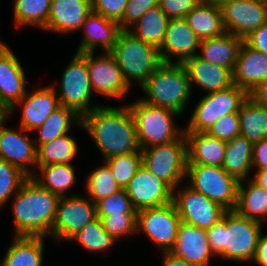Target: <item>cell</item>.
Wrapping results in <instances>:
<instances>
[{
    "mask_svg": "<svg viewBox=\"0 0 267 266\" xmlns=\"http://www.w3.org/2000/svg\"><path fill=\"white\" fill-rule=\"evenodd\" d=\"M9 45L5 43L3 40H0V50L7 48Z\"/></svg>",
    "mask_w": 267,
    "mask_h": 266,
    "instance_id": "56",
    "label": "cell"
},
{
    "mask_svg": "<svg viewBox=\"0 0 267 266\" xmlns=\"http://www.w3.org/2000/svg\"><path fill=\"white\" fill-rule=\"evenodd\" d=\"M252 153L253 144L239 135L227 142L222 168L238 182L251 179Z\"/></svg>",
    "mask_w": 267,
    "mask_h": 266,
    "instance_id": "31",
    "label": "cell"
},
{
    "mask_svg": "<svg viewBox=\"0 0 267 266\" xmlns=\"http://www.w3.org/2000/svg\"><path fill=\"white\" fill-rule=\"evenodd\" d=\"M206 133L214 138L228 142L240 135L238 113H230L218 119Z\"/></svg>",
    "mask_w": 267,
    "mask_h": 266,
    "instance_id": "44",
    "label": "cell"
},
{
    "mask_svg": "<svg viewBox=\"0 0 267 266\" xmlns=\"http://www.w3.org/2000/svg\"><path fill=\"white\" fill-rule=\"evenodd\" d=\"M202 1H205V2H208V3H212V4H216V5H221L222 3H224L225 1H228V0H202Z\"/></svg>",
    "mask_w": 267,
    "mask_h": 266,
    "instance_id": "55",
    "label": "cell"
},
{
    "mask_svg": "<svg viewBox=\"0 0 267 266\" xmlns=\"http://www.w3.org/2000/svg\"><path fill=\"white\" fill-rule=\"evenodd\" d=\"M251 180L267 191V169L256 170Z\"/></svg>",
    "mask_w": 267,
    "mask_h": 266,
    "instance_id": "53",
    "label": "cell"
},
{
    "mask_svg": "<svg viewBox=\"0 0 267 266\" xmlns=\"http://www.w3.org/2000/svg\"><path fill=\"white\" fill-rule=\"evenodd\" d=\"M101 219L104 229L113 237L116 242H120L125 236L137 234V214H111L97 215Z\"/></svg>",
    "mask_w": 267,
    "mask_h": 266,
    "instance_id": "42",
    "label": "cell"
},
{
    "mask_svg": "<svg viewBox=\"0 0 267 266\" xmlns=\"http://www.w3.org/2000/svg\"><path fill=\"white\" fill-rule=\"evenodd\" d=\"M169 20L157 5L144 13L128 30L138 39L159 49L163 43Z\"/></svg>",
    "mask_w": 267,
    "mask_h": 266,
    "instance_id": "35",
    "label": "cell"
},
{
    "mask_svg": "<svg viewBox=\"0 0 267 266\" xmlns=\"http://www.w3.org/2000/svg\"><path fill=\"white\" fill-rule=\"evenodd\" d=\"M13 199V200H12ZM60 197L41 187L29 177L11 198L14 236L52 238L57 205Z\"/></svg>",
    "mask_w": 267,
    "mask_h": 266,
    "instance_id": "2",
    "label": "cell"
},
{
    "mask_svg": "<svg viewBox=\"0 0 267 266\" xmlns=\"http://www.w3.org/2000/svg\"><path fill=\"white\" fill-rule=\"evenodd\" d=\"M120 188L128 185L142 164V153L132 152L104 160Z\"/></svg>",
    "mask_w": 267,
    "mask_h": 266,
    "instance_id": "40",
    "label": "cell"
},
{
    "mask_svg": "<svg viewBox=\"0 0 267 266\" xmlns=\"http://www.w3.org/2000/svg\"><path fill=\"white\" fill-rule=\"evenodd\" d=\"M43 87V88H42ZM33 88L10 110V117L15 115L17 106L22 109L19 126L28 132L41 126L59 106V99L51 85ZM31 92V93H30Z\"/></svg>",
    "mask_w": 267,
    "mask_h": 266,
    "instance_id": "19",
    "label": "cell"
},
{
    "mask_svg": "<svg viewBox=\"0 0 267 266\" xmlns=\"http://www.w3.org/2000/svg\"><path fill=\"white\" fill-rule=\"evenodd\" d=\"M251 263H255L259 266H267V232L261 234L255 256Z\"/></svg>",
    "mask_w": 267,
    "mask_h": 266,
    "instance_id": "50",
    "label": "cell"
},
{
    "mask_svg": "<svg viewBox=\"0 0 267 266\" xmlns=\"http://www.w3.org/2000/svg\"><path fill=\"white\" fill-rule=\"evenodd\" d=\"M220 8L225 31L242 39L267 23L265 0H228Z\"/></svg>",
    "mask_w": 267,
    "mask_h": 266,
    "instance_id": "16",
    "label": "cell"
},
{
    "mask_svg": "<svg viewBox=\"0 0 267 266\" xmlns=\"http://www.w3.org/2000/svg\"><path fill=\"white\" fill-rule=\"evenodd\" d=\"M235 210L248 219L263 223L267 219V191L251 179L239 182Z\"/></svg>",
    "mask_w": 267,
    "mask_h": 266,
    "instance_id": "32",
    "label": "cell"
},
{
    "mask_svg": "<svg viewBox=\"0 0 267 266\" xmlns=\"http://www.w3.org/2000/svg\"><path fill=\"white\" fill-rule=\"evenodd\" d=\"M203 95L191 112L184 132H206L226 114L238 113L249 97V93L236 84L227 89Z\"/></svg>",
    "mask_w": 267,
    "mask_h": 266,
    "instance_id": "8",
    "label": "cell"
},
{
    "mask_svg": "<svg viewBox=\"0 0 267 266\" xmlns=\"http://www.w3.org/2000/svg\"><path fill=\"white\" fill-rule=\"evenodd\" d=\"M103 163V165L99 167L97 166V168L91 171L85 181L87 196L95 204L99 200H102L121 189L112 175L111 170L105 162Z\"/></svg>",
    "mask_w": 267,
    "mask_h": 266,
    "instance_id": "39",
    "label": "cell"
},
{
    "mask_svg": "<svg viewBox=\"0 0 267 266\" xmlns=\"http://www.w3.org/2000/svg\"><path fill=\"white\" fill-rule=\"evenodd\" d=\"M118 63L125 81L140 88L163 63L159 49L138 39L128 29H121L110 51Z\"/></svg>",
    "mask_w": 267,
    "mask_h": 266,
    "instance_id": "5",
    "label": "cell"
},
{
    "mask_svg": "<svg viewBox=\"0 0 267 266\" xmlns=\"http://www.w3.org/2000/svg\"><path fill=\"white\" fill-rule=\"evenodd\" d=\"M6 249L2 266H43L44 242L41 236H14Z\"/></svg>",
    "mask_w": 267,
    "mask_h": 266,
    "instance_id": "28",
    "label": "cell"
},
{
    "mask_svg": "<svg viewBox=\"0 0 267 266\" xmlns=\"http://www.w3.org/2000/svg\"><path fill=\"white\" fill-rule=\"evenodd\" d=\"M80 123L81 117L73 109L60 105L41 126L32 131L38 133L37 138H34L37 149L41 145L69 133L70 127L78 125L77 128H79Z\"/></svg>",
    "mask_w": 267,
    "mask_h": 266,
    "instance_id": "33",
    "label": "cell"
},
{
    "mask_svg": "<svg viewBox=\"0 0 267 266\" xmlns=\"http://www.w3.org/2000/svg\"><path fill=\"white\" fill-rule=\"evenodd\" d=\"M133 208L160 207L172 202L173 189L143 165L125 187Z\"/></svg>",
    "mask_w": 267,
    "mask_h": 266,
    "instance_id": "18",
    "label": "cell"
},
{
    "mask_svg": "<svg viewBox=\"0 0 267 266\" xmlns=\"http://www.w3.org/2000/svg\"><path fill=\"white\" fill-rule=\"evenodd\" d=\"M181 219L173 202L137 211L136 232H142L160 252L171 251L177 240Z\"/></svg>",
    "mask_w": 267,
    "mask_h": 266,
    "instance_id": "11",
    "label": "cell"
},
{
    "mask_svg": "<svg viewBox=\"0 0 267 266\" xmlns=\"http://www.w3.org/2000/svg\"><path fill=\"white\" fill-rule=\"evenodd\" d=\"M180 186L173 189L172 202L182 222L207 230L223 218L227 210L222 206L186 184Z\"/></svg>",
    "mask_w": 267,
    "mask_h": 266,
    "instance_id": "13",
    "label": "cell"
},
{
    "mask_svg": "<svg viewBox=\"0 0 267 266\" xmlns=\"http://www.w3.org/2000/svg\"><path fill=\"white\" fill-rule=\"evenodd\" d=\"M249 96L259 105L267 107V80L259 84Z\"/></svg>",
    "mask_w": 267,
    "mask_h": 266,
    "instance_id": "52",
    "label": "cell"
},
{
    "mask_svg": "<svg viewBox=\"0 0 267 266\" xmlns=\"http://www.w3.org/2000/svg\"><path fill=\"white\" fill-rule=\"evenodd\" d=\"M158 3L159 0H129L123 18L118 22L120 29H129L144 13Z\"/></svg>",
    "mask_w": 267,
    "mask_h": 266,
    "instance_id": "45",
    "label": "cell"
},
{
    "mask_svg": "<svg viewBox=\"0 0 267 266\" xmlns=\"http://www.w3.org/2000/svg\"><path fill=\"white\" fill-rule=\"evenodd\" d=\"M81 30L83 34L76 52H95L98 48L102 53L113 49L121 29L117 21L92 11L82 24Z\"/></svg>",
    "mask_w": 267,
    "mask_h": 266,
    "instance_id": "22",
    "label": "cell"
},
{
    "mask_svg": "<svg viewBox=\"0 0 267 266\" xmlns=\"http://www.w3.org/2000/svg\"><path fill=\"white\" fill-rule=\"evenodd\" d=\"M15 130L6 122L0 127V159L17 166L31 177L37 166V147L34 139L20 126Z\"/></svg>",
    "mask_w": 267,
    "mask_h": 266,
    "instance_id": "17",
    "label": "cell"
},
{
    "mask_svg": "<svg viewBox=\"0 0 267 266\" xmlns=\"http://www.w3.org/2000/svg\"><path fill=\"white\" fill-rule=\"evenodd\" d=\"M202 0H159V7L169 19L185 18Z\"/></svg>",
    "mask_w": 267,
    "mask_h": 266,
    "instance_id": "47",
    "label": "cell"
},
{
    "mask_svg": "<svg viewBox=\"0 0 267 266\" xmlns=\"http://www.w3.org/2000/svg\"><path fill=\"white\" fill-rule=\"evenodd\" d=\"M31 178L41 187L48 189L59 197L78 195V193L70 191L74 189L73 186H76L77 182V175L73 165L62 163L36 166V171Z\"/></svg>",
    "mask_w": 267,
    "mask_h": 266,
    "instance_id": "29",
    "label": "cell"
},
{
    "mask_svg": "<svg viewBox=\"0 0 267 266\" xmlns=\"http://www.w3.org/2000/svg\"><path fill=\"white\" fill-rule=\"evenodd\" d=\"M9 47L0 50V104L10 111L26 95L27 77Z\"/></svg>",
    "mask_w": 267,
    "mask_h": 266,
    "instance_id": "20",
    "label": "cell"
},
{
    "mask_svg": "<svg viewBox=\"0 0 267 266\" xmlns=\"http://www.w3.org/2000/svg\"><path fill=\"white\" fill-rule=\"evenodd\" d=\"M10 111L6 107H0V127L8 121Z\"/></svg>",
    "mask_w": 267,
    "mask_h": 266,
    "instance_id": "54",
    "label": "cell"
},
{
    "mask_svg": "<svg viewBox=\"0 0 267 266\" xmlns=\"http://www.w3.org/2000/svg\"><path fill=\"white\" fill-rule=\"evenodd\" d=\"M86 60L93 93L111 100H124L131 87L125 81L122 71L110 52L80 53ZM96 55V56H94Z\"/></svg>",
    "mask_w": 267,
    "mask_h": 266,
    "instance_id": "12",
    "label": "cell"
},
{
    "mask_svg": "<svg viewBox=\"0 0 267 266\" xmlns=\"http://www.w3.org/2000/svg\"><path fill=\"white\" fill-rule=\"evenodd\" d=\"M129 0H91L92 11L119 22Z\"/></svg>",
    "mask_w": 267,
    "mask_h": 266,
    "instance_id": "46",
    "label": "cell"
},
{
    "mask_svg": "<svg viewBox=\"0 0 267 266\" xmlns=\"http://www.w3.org/2000/svg\"><path fill=\"white\" fill-rule=\"evenodd\" d=\"M13 20L16 28L36 27L44 29L46 27L51 0H13Z\"/></svg>",
    "mask_w": 267,
    "mask_h": 266,
    "instance_id": "37",
    "label": "cell"
},
{
    "mask_svg": "<svg viewBox=\"0 0 267 266\" xmlns=\"http://www.w3.org/2000/svg\"><path fill=\"white\" fill-rule=\"evenodd\" d=\"M91 12V0H51L48 21L43 31L65 36L78 33Z\"/></svg>",
    "mask_w": 267,
    "mask_h": 266,
    "instance_id": "21",
    "label": "cell"
},
{
    "mask_svg": "<svg viewBox=\"0 0 267 266\" xmlns=\"http://www.w3.org/2000/svg\"><path fill=\"white\" fill-rule=\"evenodd\" d=\"M78 242L82 249L89 253H103L111 249L117 242L104 229L100 218L88 223L82 230L73 234L67 242Z\"/></svg>",
    "mask_w": 267,
    "mask_h": 266,
    "instance_id": "38",
    "label": "cell"
},
{
    "mask_svg": "<svg viewBox=\"0 0 267 266\" xmlns=\"http://www.w3.org/2000/svg\"><path fill=\"white\" fill-rule=\"evenodd\" d=\"M126 104L135 120L140 149L170 143L184 134L185 128L175 125L174 119L181 116L175 111L151 105L141 99Z\"/></svg>",
    "mask_w": 267,
    "mask_h": 266,
    "instance_id": "6",
    "label": "cell"
},
{
    "mask_svg": "<svg viewBox=\"0 0 267 266\" xmlns=\"http://www.w3.org/2000/svg\"><path fill=\"white\" fill-rule=\"evenodd\" d=\"M143 166L172 189L181 185L187 170L185 134L167 144L141 149Z\"/></svg>",
    "mask_w": 267,
    "mask_h": 266,
    "instance_id": "10",
    "label": "cell"
},
{
    "mask_svg": "<svg viewBox=\"0 0 267 266\" xmlns=\"http://www.w3.org/2000/svg\"><path fill=\"white\" fill-rule=\"evenodd\" d=\"M140 89L146 95L140 98L142 101L173 110L181 116L193 93L185 66L169 63H162Z\"/></svg>",
    "mask_w": 267,
    "mask_h": 266,
    "instance_id": "4",
    "label": "cell"
},
{
    "mask_svg": "<svg viewBox=\"0 0 267 266\" xmlns=\"http://www.w3.org/2000/svg\"><path fill=\"white\" fill-rule=\"evenodd\" d=\"M162 253V266H193L180 256L175 255L171 251L161 252Z\"/></svg>",
    "mask_w": 267,
    "mask_h": 266,
    "instance_id": "51",
    "label": "cell"
},
{
    "mask_svg": "<svg viewBox=\"0 0 267 266\" xmlns=\"http://www.w3.org/2000/svg\"><path fill=\"white\" fill-rule=\"evenodd\" d=\"M238 115L241 136L252 144L267 138V107L259 105L249 96Z\"/></svg>",
    "mask_w": 267,
    "mask_h": 266,
    "instance_id": "34",
    "label": "cell"
},
{
    "mask_svg": "<svg viewBox=\"0 0 267 266\" xmlns=\"http://www.w3.org/2000/svg\"><path fill=\"white\" fill-rule=\"evenodd\" d=\"M97 218L96 204L81 194L60 197L52 226L54 240L66 242Z\"/></svg>",
    "mask_w": 267,
    "mask_h": 266,
    "instance_id": "14",
    "label": "cell"
},
{
    "mask_svg": "<svg viewBox=\"0 0 267 266\" xmlns=\"http://www.w3.org/2000/svg\"><path fill=\"white\" fill-rule=\"evenodd\" d=\"M252 168L267 169V138L253 144Z\"/></svg>",
    "mask_w": 267,
    "mask_h": 266,
    "instance_id": "49",
    "label": "cell"
},
{
    "mask_svg": "<svg viewBox=\"0 0 267 266\" xmlns=\"http://www.w3.org/2000/svg\"><path fill=\"white\" fill-rule=\"evenodd\" d=\"M263 224L236 210L226 211L218 223L206 230L211 251L218 258L249 264L255 256Z\"/></svg>",
    "mask_w": 267,
    "mask_h": 266,
    "instance_id": "3",
    "label": "cell"
},
{
    "mask_svg": "<svg viewBox=\"0 0 267 266\" xmlns=\"http://www.w3.org/2000/svg\"><path fill=\"white\" fill-rule=\"evenodd\" d=\"M97 215L137 214L124 188L96 203Z\"/></svg>",
    "mask_w": 267,
    "mask_h": 266,
    "instance_id": "43",
    "label": "cell"
},
{
    "mask_svg": "<svg viewBox=\"0 0 267 266\" xmlns=\"http://www.w3.org/2000/svg\"><path fill=\"white\" fill-rule=\"evenodd\" d=\"M200 40L225 33L220 5L200 1L185 17Z\"/></svg>",
    "mask_w": 267,
    "mask_h": 266,
    "instance_id": "30",
    "label": "cell"
},
{
    "mask_svg": "<svg viewBox=\"0 0 267 266\" xmlns=\"http://www.w3.org/2000/svg\"><path fill=\"white\" fill-rule=\"evenodd\" d=\"M200 42L185 18L170 19L159 48L161 60L173 66H186L198 55Z\"/></svg>",
    "mask_w": 267,
    "mask_h": 266,
    "instance_id": "15",
    "label": "cell"
},
{
    "mask_svg": "<svg viewBox=\"0 0 267 266\" xmlns=\"http://www.w3.org/2000/svg\"><path fill=\"white\" fill-rule=\"evenodd\" d=\"M171 252L193 266H210L211 258L216 259L208 243L206 230L184 222L179 226L177 240Z\"/></svg>",
    "mask_w": 267,
    "mask_h": 266,
    "instance_id": "23",
    "label": "cell"
},
{
    "mask_svg": "<svg viewBox=\"0 0 267 266\" xmlns=\"http://www.w3.org/2000/svg\"><path fill=\"white\" fill-rule=\"evenodd\" d=\"M78 143L70 133L59 136L37 150V166L72 164L78 152Z\"/></svg>",
    "mask_w": 267,
    "mask_h": 266,
    "instance_id": "36",
    "label": "cell"
},
{
    "mask_svg": "<svg viewBox=\"0 0 267 266\" xmlns=\"http://www.w3.org/2000/svg\"><path fill=\"white\" fill-rule=\"evenodd\" d=\"M244 42L251 48L267 55V23L251 32Z\"/></svg>",
    "mask_w": 267,
    "mask_h": 266,
    "instance_id": "48",
    "label": "cell"
},
{
    "mask_svg": "<svg viewBox=\"0 0 267 266\" xmlns=\"http://www.w3.org/2000/svg\"><path fill=\"white\" fill-rule=\"evenodd\" d=\"M29 178L21 169L0 159V210Z\"/></svg>",
    "mask_w": 267,
    "mask_h": 266,
    "instance_id": "41",
    "label": "cell"
},
{
    "mask_svg": "<svg viewBox=\"0 0 267 266\" xmlns=\"http://www.w3.org/2000/svg\"><path fill=\"white\" fill-rule=\"evenodd\" d=\"M243 43L244 39L241 37L225 32L219 36L201 40L198 56L233 72Z\"/></svg>",
    "mask_w": 267,
    "mask_h": 266,
    "instance_id": "27",
    "label": "cell"
},
{
    "mask_svg": "<svg viewBox=\"0 0 267 266\" xmlns=\"http://www.w3.org/2000/svg\"><path fill=\"white\" fill-rule=\"evenodd\" d=\"M80 127L93 139L103 160L141 152L135 120L127 104L122 107L100 105L81 117Z\"/></svg>",
    "mask_w": 267,
    "mask_h": 266,
    "instance_id": "1",
    "label": "cell"
},
{
    "mask_svg": "<svg viewBox=\"0 0 267 266\" xmlns=\"http://www.w3.org/2000/svg\"><path fill=\"white\" fill-rule=\"evenodd\" d=\"M58 84V85H57ZM60 105L73 109L80 117L99 107L91 104L93 90L85 58L75 52L62 72L60 81L52 85Z\"/></svg>",
    "mask_w": 267,
    "mask_h": 266,
    "instance_id": "7",
    "label": "cell"
},
{
    "mask_svg": "<svg viewBox=\"0 0 267 266\" xmlns=\"http://www.w3.org/2000/svg\"><path fill=\"white\" fill-rule=\"evenodd\" d=\"M232 73L233 84L250 94L259 84L267 80V55L244 42Z\"/></svg>",
    "mask_w": 267,
    "mask_h": 266,
    "instance_id": "24",
    "label": "cell"
},
{
    "mask_svg": "<svg viewBox=\"0 0 267 266\" xmlns=\"http://www.w3.org/2000/svg\"><path fill=\"white\" fill-rule=\"evenodd\" d=\"M187 69L191 90L199 86L207 93L227 89L233 85V73L230 69L211 64L198 55L190 61Z\"/></svg>",
    "mask_w": 267,
    "mask_h": 266,
    "instance_id": "26",
    "label": "cell"
},
{
    "mask_svg": "<svg viewBox=\"0 0 267 266\" xmlns=\"http://www.w3.org/2000/svg\"><path fill=\"white\" fill-rule=\"evenodd\" d=\"M186 184L224 209L235 210L239 182L222 167L187 165Z\"/></svg>",
    "mask_w": 267,
    "mask_h": 266,
    "instance_id": "9",
    "label": "cell"
},
{
    "mask_svg": "<svg viewBox=\"0 0 267 266\" xmlns=\"http://www.w3.org/2000/svg\"><path fill=\"white\" fill-rule=\"evenodd\" d=\"M187 142V165L223 166L227 142L206 132H184Z\"/></svg>",
    "mask_w": 267,
    "mask_h": 266,
    "instance_id": "25",
    "label": "cell"
}]
</instances>
